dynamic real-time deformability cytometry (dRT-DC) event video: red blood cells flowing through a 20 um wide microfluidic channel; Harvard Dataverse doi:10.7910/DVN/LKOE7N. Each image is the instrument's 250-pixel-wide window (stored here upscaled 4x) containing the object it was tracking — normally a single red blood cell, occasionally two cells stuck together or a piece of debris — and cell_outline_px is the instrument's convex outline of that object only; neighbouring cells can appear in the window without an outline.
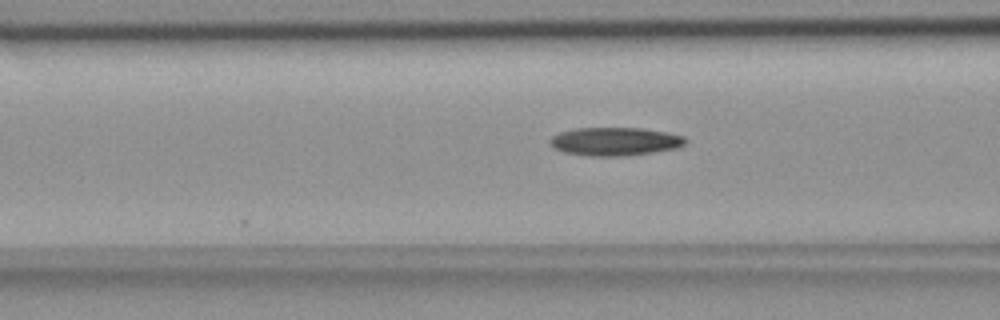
{"species": "common noctule bat (a hibernating species)", "species_latin": "Nyctalus noctula", "temperature_condition": "room temperature", "stored_images_in_passage": 8, "camera_frame_rate_fps": 3000, "um_per_image_px": 0.085, "animal": {"sex": "female", "body_mass_g": 18.4}, "frame": {"image": 1, "passage_image": 8, "time_ms": 2.333, "image_size_px": [1000, 320], "cell_outline_px": [[688, 140], [684, 144], [676, 148], [652, 152], [624, 156], [588, 156], [564, 152], [552, 148], [548, 144], [548, 140], [552, 136], [560, 132], [576, 128], [644, 128], [668, 132], [684, 136]], "centroid_in_image_um": [52.24, 12.02], "position_along_channel_um": 114.4, "area_um2": 22.54}}